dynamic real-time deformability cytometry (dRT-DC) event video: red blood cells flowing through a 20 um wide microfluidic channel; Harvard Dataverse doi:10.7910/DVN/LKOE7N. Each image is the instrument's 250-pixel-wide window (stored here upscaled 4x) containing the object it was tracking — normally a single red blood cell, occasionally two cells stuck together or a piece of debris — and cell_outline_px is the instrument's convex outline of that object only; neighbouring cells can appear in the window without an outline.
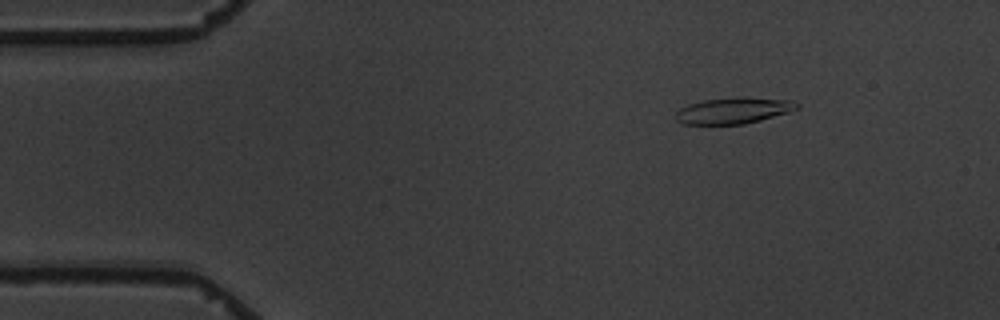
{"species": "common noctule bat (a hibernating species)", "species_latin": "Nyctalus noctula", "temperature_condition": "warm", "stored_images_in_passage": 4, "camera_frame_rate_fps": 3000, "um_per_image_px": 0.085, "animal": {"sex": "male", "body_mass_g": 19.5, "forearm_length_mm": 54.6}, "frame": {"image": 1, "passage_image": 2, "time_ms": 2.0, "image_size_px": [1000, 320], "cell_outline_px": [[800, 108], [788, 112], [760, 120], [744, 124], [680, 124], [676, 120], [676, 112], [680, 108], [688, 104], [704, 100], [740, 96], [744, 96], [792, 100], [800, 104]], "centroid_in_image_um": [62.36, 9.38], "position_along_channel_um": 22.6, "area_um2": 18.73}}